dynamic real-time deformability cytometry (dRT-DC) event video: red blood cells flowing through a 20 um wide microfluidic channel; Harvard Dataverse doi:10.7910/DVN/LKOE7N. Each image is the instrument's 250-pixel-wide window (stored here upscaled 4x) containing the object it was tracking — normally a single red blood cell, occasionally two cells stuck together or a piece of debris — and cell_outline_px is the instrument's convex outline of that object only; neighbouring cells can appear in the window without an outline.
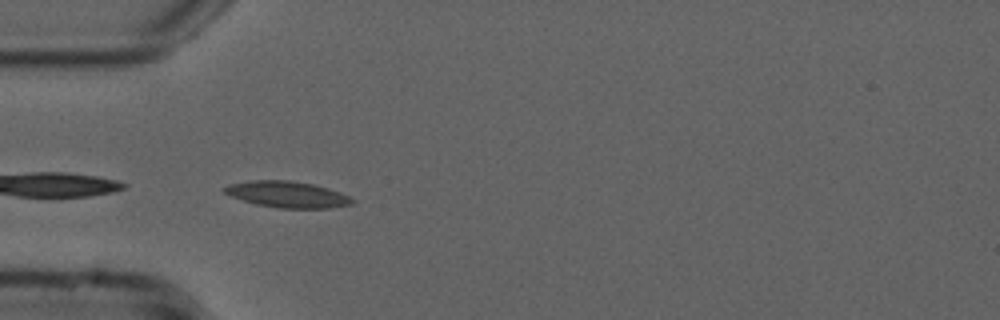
{"species": "common noctule bat (a hibernating species)", "species_latin": "Nyctalus noctula", "temperature_condition": "cold", "stored_images_in_passage": 39, "camera_frame_rate_fps": 3000, "um_per_image_px": 0.085, "animal": {"sex": "male", "forearm_length_mm": 52.5}, "frame": {"image": 1, "passage_image": 1, "time_ms": 0.0, "image_size_px": [1000, 320], "cell_outline_px": [[356, 200], [352, 204], [328, 208], [280, 208], [256, 204], [232, 196], [224, 192], [224, 188], [232, 184], [252, 180], [292, 180], [312, 184], [328, 188], [340, 192]], "centroid_in_image_um": [24.47, 16.52], "position_along_channel_um": 60.5, "area_um2": 19.31}}
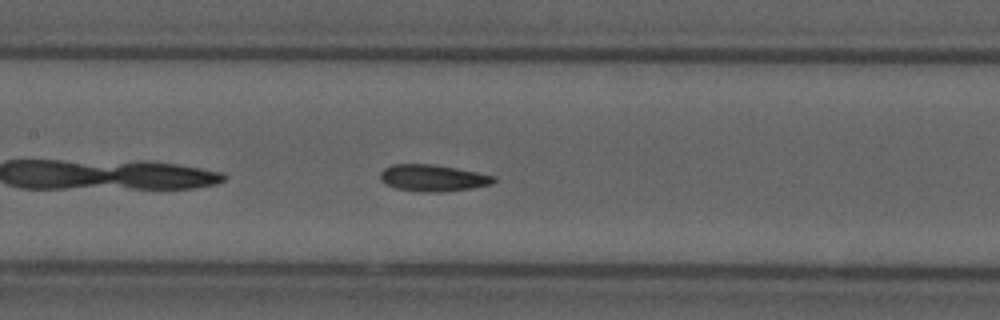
{"frame": {"image": 2, "passage_image": 10, "time_ms": 3.0, "image_size_px": [1000, 320], "cell_outline_px": [[496, 180], [492, 184], [472, 188], [440, 192], [420, 192], [396, 188], [384, 184], [380, 180], [380, 172], [384, 168], [392, 164], [432, 164], [456, 168], [496, 176]], "centroid_in_image_um": [36.77, 15.13], "position_along_channel_um": 170.6, "area_um2": 17.74}}
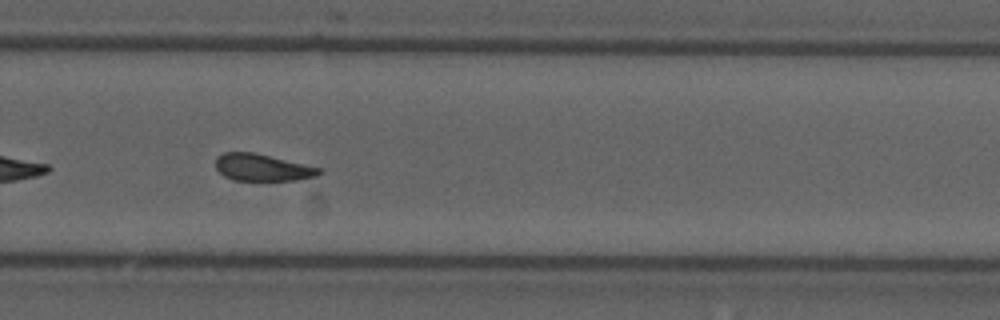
{"frame": {"image": 3, "passage_image": 21, "time_ms": 6.667, "image_size_px": [1000, 320], "cell_outline_px": [[320, 172], [316, 176], [296, 180], [232, 180], [224, 176], [216, 168], [216, 156], [224, 152], [256, 152], [320, 168]], "centroid_in_image_um": [22.25, 14.23], "position_along_channel_um": 307.6, "area_um2": 16.18}, "authors_computed_cell_mechanics": {"area_um2": 17.5712, "velocity_mm_per_s": 3.7483, "shape_relaxation_time_tau1_ms": 11.2753, "shape_relaxation_time_tau2_ms": 2.2048, "deformation_change_tau1": 0.2039, "deformation_change_tau2": 0.0769}}